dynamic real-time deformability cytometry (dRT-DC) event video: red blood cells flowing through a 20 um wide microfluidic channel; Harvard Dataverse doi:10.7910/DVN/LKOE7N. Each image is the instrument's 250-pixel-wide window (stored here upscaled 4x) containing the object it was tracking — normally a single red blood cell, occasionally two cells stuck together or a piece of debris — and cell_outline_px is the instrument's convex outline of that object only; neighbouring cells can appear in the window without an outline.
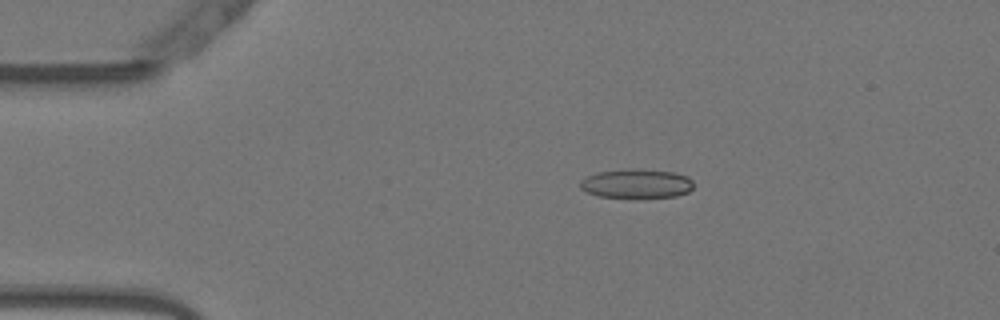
{"species": "Egyptian fruit bat (a non-hibernating species)", "species_latin": "Rousettus aegyptiacus", "temperature_condition": "warm", "stored_images_in_passage": 44, "camera_frame_rate_fps": 3000, "um_per_image_px": 0.085, "animal": {"sex": "female"}, "frame": {"image": 1, "passage_image": 1, "time_ms": 0.0, "image_size_px": [1000, 320], "cell_outline_px": [[692, 188], [688, 192], [676, 196], [636, 200], [632, 200], [600, 196], [588, 192], [580, 188], [580, 180], [588, 176], [600, 172], [632, 168], [676, 172], [688, 176], [692, 180]], "centroid_in_image_um": [54.13, 15.64], "position_along_channel_um": 30.9, "area_um2": 19.94}}
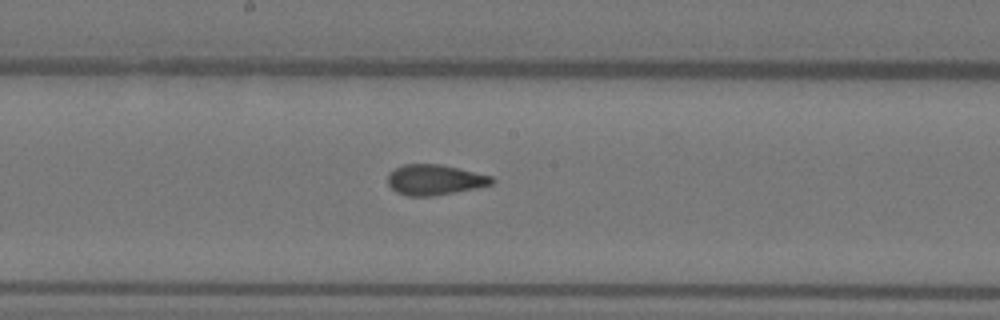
{"frame": {"image": 2, "passage_image": 19, "time_ms": 6.0, "image_size_px": [1000, 320], "cell_outline_px": [[496, 180], [492, 184], [476, 188], [432, 196], [408, 196], [396, 192], [388, 184], [388, 176], [396, 168], [404, 164], [440, 164], [492, 176]], "centroid_in_image_um": [36.96, 15.28], "position_along_channel_um": 211.2, "area_um2": 18.26}}
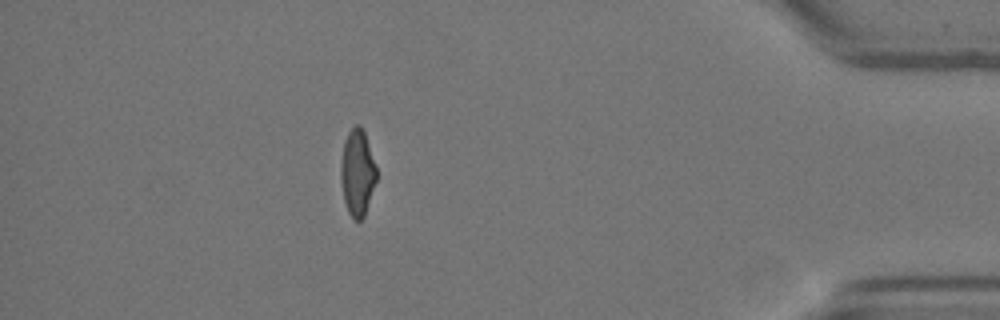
{"frame": {"image": 3, "passage_image": 38, "time_ms": 12.333, "image_size_px": [1000, 320], "cell_outline_px": [[376, 180], [364, 216], [360, 220], [352, 220], [348, 212], [344, 200], [340, 180], [340, 164], [344, 140], [348, 132], [356, 124], [360, 124], [364, 132], [376, 168]], "centroid_in_image_um": [30.35, 14.68], "position_along_channel_um": 404.9, "area_um2": 17.86}, "authors_computed_cell_mechanics": {"area_um2": 18.785, "velocity_mm_per_s": 3.8084, "shape_relaxation_time_tau1_ms": null, "shape_relaxation_time_tau2_ms": 1.1007, "deformation_change_tau1": null, "deformation_change_tau2": 0.0649}}